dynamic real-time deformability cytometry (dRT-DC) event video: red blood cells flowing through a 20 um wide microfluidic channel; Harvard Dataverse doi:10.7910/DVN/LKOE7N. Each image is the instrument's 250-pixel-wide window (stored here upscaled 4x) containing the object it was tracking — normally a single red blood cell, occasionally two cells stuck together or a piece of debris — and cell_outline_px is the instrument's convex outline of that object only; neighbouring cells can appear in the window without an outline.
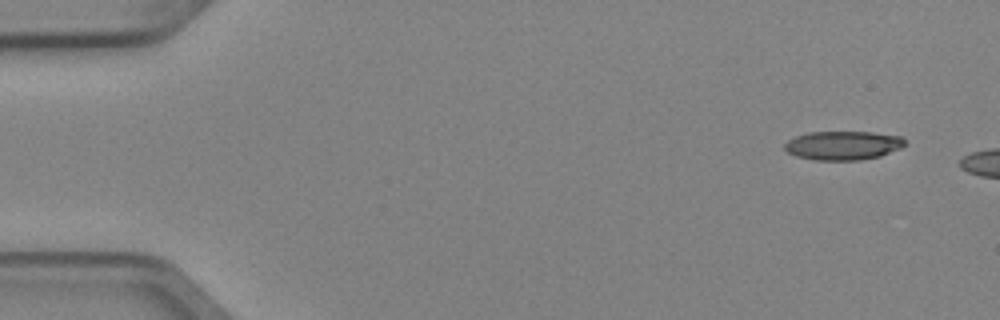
{"species": "Egyptian fruit bat (a non-hibernating species)", "species_latin": "Rousettus aegyptiacus", "temperature_condition": "cold", "stored_images_in_passage": 4, "camera_frame_rate_fps": 3000, "um_per_image_px": 0.085, "animal": {"sex": "female"}, "frame": {"image": 1, "passage_image": 1, "time_ms": 0.0, "image_size_px": [1000, 320], "cell_outline_px": [[904, 144], [900, 148], [880, 156], [860, 160], [816, 160], [796, 156], [788, 152], [784, 148], [784, 144], [788, 140], [796, 136], [808, 132], [872, 132], [900, 136], [904, 140]], "centroid_in_image_um": [71.63, 12.36], "position_along_channel_um": 13.4, "area_um2": 20.11}}